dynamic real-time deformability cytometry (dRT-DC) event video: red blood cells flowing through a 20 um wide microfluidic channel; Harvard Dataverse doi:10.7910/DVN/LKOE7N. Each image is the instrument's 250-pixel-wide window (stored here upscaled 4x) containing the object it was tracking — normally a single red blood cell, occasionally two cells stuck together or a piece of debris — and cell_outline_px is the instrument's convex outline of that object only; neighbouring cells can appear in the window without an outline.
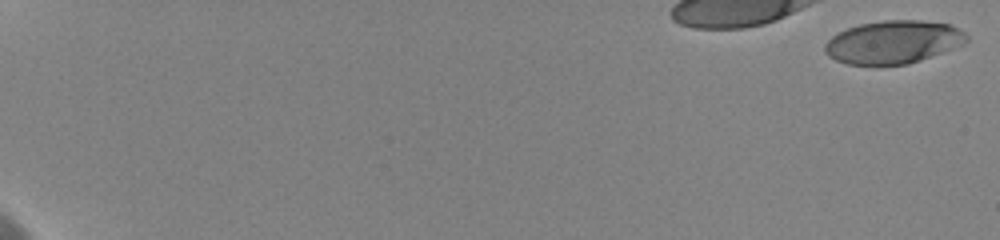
{"species": "human", "species_latin": "Homo sapiens", "temperature_condition": "cold", "stored_images_in_passage": 9, "camera_frame_rate_fps": 3000, "um_per_image_px": 0.085, "donor": {"sex": "female"}, "frame": {"image": 1, "passage_image": 1, "time_ms": 0.0, "image_size_px": [1000, 240], "cell_outline_px": [[968, 40], [964, 44], [920, 60], [908, 64], [876, 68], [848, 64], [836, 60], [828, 56], [824, 52], [824, 44], [832, 36], [848, 28], [860, 24], [884, 20], [920, 20], [948, 24], [964, 32], [968, 36]], "centroid_in_image_um": [75.88, 3.62], "position_along_channel_um": 9.1, "area_um2": 36.07}}
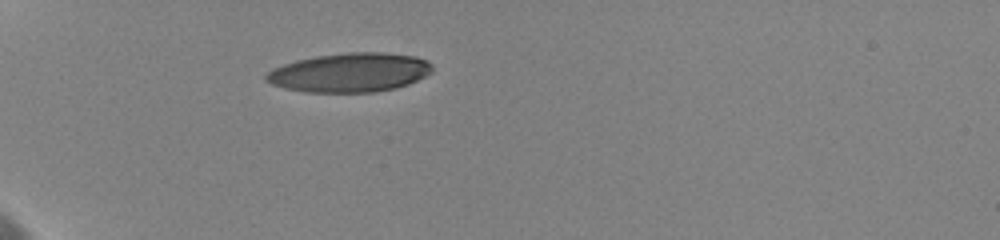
{"frame": {"image": 2, "passage_image": 7, "time_ms": 6.667, "image_size_px": [1000, 240], "cell_outline_px": [[432, 72], [408, 84], [396, 88], [372, 92], [304, 92], [284, 88], [272, 84], [264, 80], [264, 76], [272, 68], [296, 60], [316, 56], [348, 52], [384, 52], [416, 56], [428, 60], [432, 64]], "centroid_in_image_um": [29.73, 6.16], "position_along_channel_um": 55.3, "area_um2": 38.03}}